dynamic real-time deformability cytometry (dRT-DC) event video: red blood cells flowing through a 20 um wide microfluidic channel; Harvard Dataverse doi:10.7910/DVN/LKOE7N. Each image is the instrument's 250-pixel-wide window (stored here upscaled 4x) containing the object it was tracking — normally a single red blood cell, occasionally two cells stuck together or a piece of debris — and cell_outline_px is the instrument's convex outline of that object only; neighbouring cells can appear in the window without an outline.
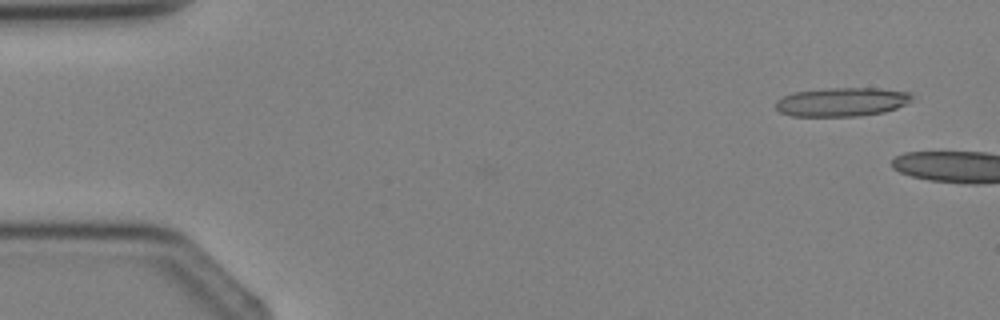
{"species": "Egyptian fruit bat (a non-hibernating species)", "species_latin": "Rousettus aegyptiacus", "temperature_condition": "cold", "stored_images_in_passage": 5, "camera_frame_rate_fps": 3000, "um_per_image_px": 0.085, "animal": {"sex": "female"}, "frame": {"image": 1, "passage_image": 1, "time_ms": 0.0, "image_size_px": [1000, 320], "cell_outline_px": [[912, 96], [904, 104], [896, 108], [884, 112], [860, 116], [792, 116], [780, 112], [776, 108], [776, 100], [784, 96], [796, 92], [828, 88], [880, 88], [912, 92]], "centroid_in_image_um": [71.56, 8.66], "position_along_channel_um": 13.4, "area_um2": 22.77}}
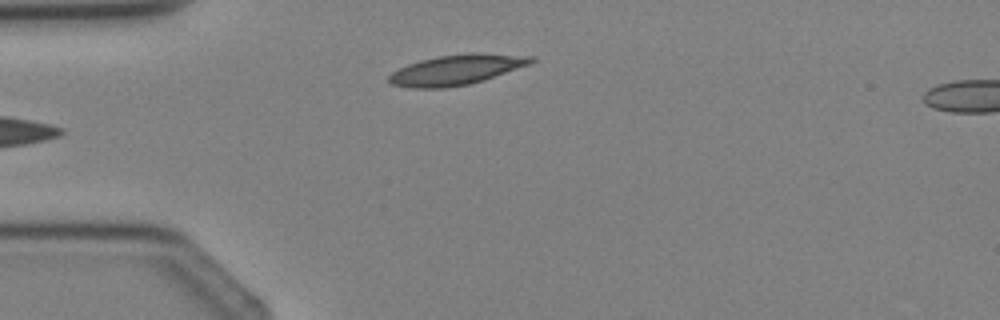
{"frame": {"image": 2, "passage_image": 5, "time_ms": 4.667, "image_size_px": [1000, 320], "cell_outline_px": [[536, 60], [532, 64], [484, 80], [468, 84], [444, 88], [412, 88], [392, 84], [388, 80], [388, 76], [392, 72], [408, 64], [420, 60], [440, 56], [472, 52], [476, 52], [532, 56]], "centroid_in_image_um": [38.84, 5.92], "position_along_channel_um": 46.2, "area_um2": 25.03}}